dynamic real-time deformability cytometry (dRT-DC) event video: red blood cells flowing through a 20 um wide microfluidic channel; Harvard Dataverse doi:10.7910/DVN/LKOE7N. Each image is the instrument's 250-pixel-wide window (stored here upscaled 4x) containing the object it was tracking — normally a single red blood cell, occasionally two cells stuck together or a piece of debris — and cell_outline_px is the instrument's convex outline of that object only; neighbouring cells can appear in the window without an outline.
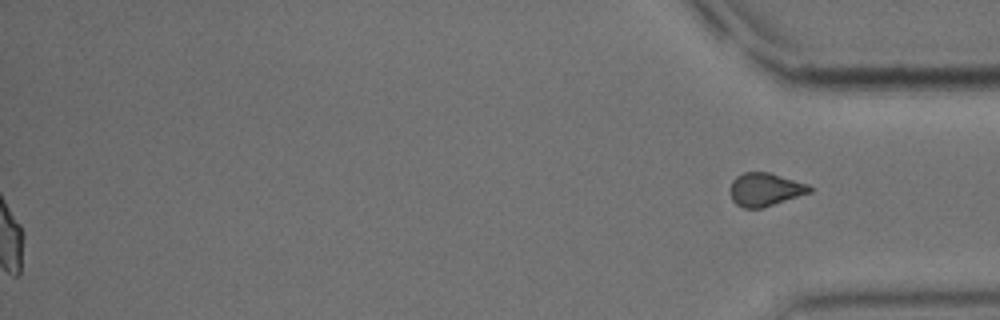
{"species": "common noctule bat (a hibernating species)", "species_latin": "Nyctalus noctula", "temperature_condition": "cold", "stored_images_in_passage": 56, "segment_of_instrument_passage": [2, 2], "camera_frame_rate_fps": 3000, "um_per_image_px": 0.085, "animal": {"sex": "male", "body_mass_g": 15.6}, "frame": {"image": 1, "passage_image": 56, "time_ms": 18.333, "image_size_px": [1000, 320], "cell_outline_px": [[812, 192], [760, 208], [744, 208], [736, 204], [732, 200], [728, 188], [732, 180], [736, 176], [744, 172], [768, 172], [808, 184], [812, 188]], "centroid_in_image_um": [64.99, 16.1], "position_along_channel_um": 370.2, "area_um2": 15.37}}